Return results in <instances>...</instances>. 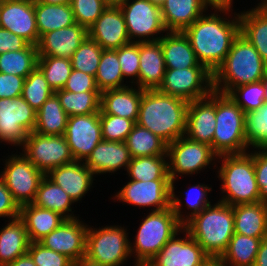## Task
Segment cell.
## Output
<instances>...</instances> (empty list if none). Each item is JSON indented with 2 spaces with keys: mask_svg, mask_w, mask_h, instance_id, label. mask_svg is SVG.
<instances>
[{
  "mask_svg": "<svg viewBox=\"0 0 267 266\" xmlns=\"http://www.w3.org/2000/svg\"><path fill=\"white\" fill-rule=\"evenodd\" d=\"M234 17L230 21L216 13L209 16L204 14L183 31L198 62L212 74L224 62L240 34L239 13Z\"/></svg>",
  "mask_w": 267,
  "mask_h": 266,
  "instance_id": "obj_1",
  "label": "cell"
},
{
  "mask_svg": "<svg viewBox=\"0 0 267 266\" xmlns=\"http://www.w3.org/2000/svg\"><path fill=\"white\" fill-rule=\"evenodd\" d=\"M188 103L157 89L143 90L136 123L168 145L185 135Z\"/></svg>",
  "mask_w": 267,
  "mask_h": 266,
  "instance_id": "obj_2",
  "label": "cell"
},
{
  "mask_svg": "<svg viewBox=\"0 0 267 266\" xmlns=\"http://www.w3.org/2000/svg\"><path fill=\"white\" fill-rule=\"evenodd\" d=\"M171 187V207L161 211L150 212L142 221L135 236V243H130V253L136 254V262H149L161 248L177 233L186 223L182 217L180 200ZM180 231V232H179Z\"/></svg>",
  "mask_w": 267,
  "mask_h": 266,
  "instance_id": "obj_3",
  "label": "cell"
},
{
  "mask_svg": "<svg viewBox=\"0 0 267 266\" xmlns=\"http://www.w3.org/2000/svg\"><path fill=\"white\" fill-rule=\"evenodd\" d=\"M266 76L267 65L261 55L239 34L224 62L213 73V90L228 94L237 86L261 81Z\"/></svg>",
  "mask_w": 267,
  "mask_h": 266,
  "instance_id": "obj_4",
  "label": "cell"
},
{
  "mask_svg": "<svg viewBox=\"0 0 267 266\" xmlns=\"http://www.w3.org/2000/svg\"><path fill=\"white\" fill-rule=\"evenodd\" d=\"M183 228L211 259H219L234 232L233 206L218 201L191 217Z\"/></svg>",
  "mask_w": 267,
  "mask_h": 266,
  "instance_id": "obj_5",
  "label": "cell"
},
{
  "mask_svg": "<svg viewBox=\"0 0 267 266\" xmlns=\"http://www.w3.org/2000/svg\"><path fill=\"white\" fill-rule=\"evenodd\" d=\"M222 165L218 178L223 181L221 202L228 205L260 202V190L256 181L253 153L220 155Z\"/></svg>",
  "mask_w": 267,
  "mask_h": 266,
  "instance_id": "obj_6",
  "label": "cell"
},
{
  "mask_svg": "<svg viewBox=\"0 0 267 266\" xmlns=\"http://www.w3.org/2000/svg\"><path fill=\"white\" fill-rule=\"evenodd\" d=\"M215 116L213 152L217 156L246 153L245 112L228 94L215 91Z\"/></svg>",
  "mask_w": 267,
  "mask_h": 266,
  "instance_id": "obj_7",
  "label": "cell"
},
{
  "mask_svg": "<svg viewBox=\"0 0 267 266\" xmlns=\"http://www.w3.org/2000/svg\"><path fill=\"white\" fill-rule=\"evenodd\" d=\"M121 226L88 227L85 257L101 266H121L130 253V241Z\"/></svg>",
  "mask_w": 267,
  "mask_h": 266,
  "instance_id": "obj_8",
  "label": "cell"
},
{
  "mask_svg": "<svg viewBox=\"0 0 267 266\" xmlns=\"http://www.w3.org/2000/svg\"><path fill=\"white\" fill-rule=\"evenodd\" d=\"M23 155L44 175L52 169L74 162L64 135L30 132L22 145Z\"/></svg>",
  "mask_w": 267,
  "mask_h": 266,
  "instance_id": "obj_9",
  "label": "cell"
},
{
  "mask_svg": "<svg viewBox=\"0 0 267 266\" xmlns=\"http://www.w3.org/2000/svg\"><path fill=\"white\" fill-rule=\"evenodd\" d=\"M157 90L188 102L202 99L213 91V74L206 67L166 69Z\"/></svg>",
  "mask_w": 267,
  "mask_h": 266,
  "instance_id": "obj_10",
  "label": "cell"
},
{
  "mask_svg": "<svg viewBox=\"0 0 267 266\" xmlns=\"http://www.w3.org/2000/svg\"><path fill=\"white\" fill-rule=\"evenodd\" d=\"M168 174L171 180V187H174L178 175L198 173L202 168L205 169L217 155L211 146L193 141L181 136L167 145Z\"/></svg>",
  "mask_w": 267,
  "mask_h": 266,
  "instance_id": "obj_11",
  "label": "cell"
},
{
  "mask_svg": "<svg viewBox=\"0 0 267 266\" xmlns=\"http://www.w3.org/2000/svg\"><path fill=\"white\" fill-rule=\"evenodd\" d=\"M36 125V110L22 96L0 98V140L21 146Z\"/></svg>",
  "mask_w": 267,
  "mask_h": 266,
  "instance_id": "obj_12",
  "label": "cell"
},
{
  "mask_svg": "<svg viewBox=\"0 0 267 266\" xmlns=\"http://www.w3.org/2000/svg\"><path fill=\"white\" fill-rule=\"evenodd\" d=\"M119 7L124 15L130 42H135V37L139 38L136 42L158 41L161 37L153 36L167 31L159 5L149 0H127Z\"/></svg>",
  "mask_w": 267,
  "mask_h": 266,
  "instance_id": "obj_13",
  "label": "cell"
},
{
  "mask_svg": "<svg viewBox=\"0 0 267 266\" xmlns=\"http://www.w3.org/2000/svg\"><path fill=\"white\" fill-rule=\"evenodd\" d=\"M44 176L22 153L9 157L0 174L19 206L34 201L39 183Z\"/></svg>",
  "mask_w": 267,
  "mask_h": 266,
  "instance_id": "obj_14",
  "label": "cell"
},
{
  "mask_svg": "<svg viewBox=\"0 0 267 266\" xmlns=\"http://www.w3.org/2000/svg\"><path fill=\"white\" fill-rule=\"evenodd\" d=\"M64 137L75 161H85L103 140L99 113L69 116Z\"/></svg>",
  "mask_w": 267,
  "mask_h": 266,
  "instance_id": "obj_15",
  "label": "cell"
},
{
  "mask_svg": "<svg viewBox=\"0 0 267 266\" xmlns=\"http://www.w3.org/2000/svg\"><path fill=\"white\" fill-rule=\"evenodd\" d=\"M0 27L37 46L40 37L34 0H0Z\"/></svg>",
  "mask_w": 267,
  "mask_h": 266,
  "instance_id": "obj_16",
  "label": "cell"
},
{
  "mask_svg": "<svg viewBox=\"0 0 267 266\" xmlns=\"http://www.w3.org/2000/svg\"><path fill=\"white\" fill-rule=\"evenodd\" d=\"M114 197L135 206L156 207L152 212L165 210L171 207V180H131Z\"/></svg>",
  "mask_w": 267,
  "mask_h": 266,
  "instance_id": "obj_17",
  "label": "cell"
},
{
  "mask_svg": "<svg viewBox=\"0 0 267 266\" xmlns=\"http://www.w3.org/2000/svg\"><path fill=\"white\" fill-rule=\"evenodd\" d=\"M87 231L88 225L83 224L79 218L66 219L39 243L45 248L66 255L74 262L85 257Z\"/></svg>",
  "mask_w": 267,
  "mask_h": 266,
  "instance_id": "obj_18",
  "label": "cell"
},
{
  "mask_svg": "<svg viewBox=\"0 0 267 266\" xmlns=\"http://www.w3.org/2000/svg\"><path fill=\"white\" fill-rule=\"evenodd\" d=\"M185 238H171L149 261L154 266H203L211 258L183 228Z\"/></svg>",
  "mask_w": 267,
  "mask_h": 266,
  "instance_id": "obj_19",
  "label": "cell"
},
{
  "mask_svg": "<svg viewBox=\"0 0 267 266\" xmlns=\"http://www.w3.org/2000/svg\"><path fill=\"white\" fill-rule=\"evenodd\" d=\"M87 32L88 37L104 50H116L130 43L120 7L108 6Z\"/></svg>",
  "mask_w": 267,
  "mask_h": 266,
  "instance_id": "obj_20",
  "label": "cell"
},
{
  "mask_svg": "<svg viewBox=\"0 0 267 266\" xmlns=\"http://www.w3.org/2000/svg\"><path fill=\"white\" fill-rule=\"evenodd\" d=\"M215 119V91L213 90L209 96L188 103L186 137L193 141L207 144L213 150Z\"/></svg>",
  "mask_w": 267,
  "mask_h": 266,
  "instance_id": "obj_21",
  "label": "cell"
},
{
  "mask_svg": "<svg viewBox=\"0 0 267 266\" xmlns=\"http://www.w3.org/2000/svg\"><path fill=\"white\" fill-rule=\"evenodd\" d=\"M87 36V29L78 23L45 33L37 45L38 56L70 59Z\"/></svg>",
  "mask_w": 267,
  "mask_h": 266,
  "instance_id": "obj_22",
  "label": "cell"
},
{
  "mask_svg": "<svg viewBox=\"0 0 267 266\" xmlns=\"http://www.w3.org/2000/svg\"><path fill=\"white\" fill-rule=\"evenodd\" d=\"M131 155L125 142L101 140L84 164L95 174L113 173L122 167L127 170Z\"/></svg>",
  "mask_w": 267,
  "mask_h": 266,
  "instance_id": "obj_23",
  "label": "cell"
},
{
  "mask_svg": "<svg viewBox=\"0 0 267 266\" xmlns=\"http://www.w3.org/2000/svg\"><path fill=\"white\" fill-rule=\"evenodd\" d=\"M138 87L155 90L161 85L166 71L161 42H139Z\"/></svg>",
  "mask_w": 267,
  "mask_h": 266,
  "instance_id": "obj_24",
  "label": "cell"
},
{
  "mask_svg": "<svg viewBox=\"0 0 267 266\" xmlns=\"http://www.w3.org/2000/svg\"><path fill=\"white\" fill-rule=\"evenodd\" d=\"M93 175L84 162L74 161L52 169L46 176L77 202L90 190Z\"/></svg>",
  "mask_w": 267,
  "mask_h": 266,
  "instance_id": "obj_25",
  "label": "cell"
},
{
  "mask_svg": "<svg viewBox=\"0 0 267 266\" xmlns=\"http://www.w3.org/2000/svg\"><path fill=\"white\" fill-rule=\"evenodd\" d=\"M207 7L204 0H165L160 10L167 31L183 32L203 15Z\"/></svg>",
  "mask_w": 267,
  "mask_h": 266,
  "instance_id": "obj_26",
  "label": "cell"
},
{
  "mask_svg": "<svg viewBox=\"0 0 267 266\" xmlns=\"http://www.w3.org/2000/svg\"><path fill=\"white\" fill-rule=\"evenodd\" d=\"M143 89L132 86L101 92L100 109L105 114L124 117L137 122Z\"/></svg>",
  "mask_w": 267,
  "mask_h": 266,
  "instance_id": "obj_27",
  "label": "cell"
},
{
  "mask_svg": "<svg viewBox=\"0 0 267 266\" xmlns=\"http://www.w3.org/2000/svg\"><path fill=\"white\" fill-rule=\"evenodd\" d=\"M166 34L159 39L166 69L205 67L198 62L190 41L183 32L169 31Z\"/></svg>",
  "mask_w": 267,
  "mask_h": 266,
  "instance_id": "obj_28",
  "label": "cell"
},
{
  "mask_svg": "<svg viewBox=\"0 0 267 266\" xmlns=\"http://www.w3.org/2000/svg\"><path fill=\"white\" fill-rule=\"evenodd\" d=\"M234 232L255 238L267 237V203H247L233 206Z\"/></svg>",
  "mask_w": 267,
  "mask_h": 266,
  "instance_id": "obj_29",
  "label": "cell"
},
{
  "mask_svg": "<svg viewBox=\"0 0 267 266\" xmlns=\"http://www.w3.org/2000/svg\"><path fill=\"white\" fill-rule=\"evenodd\" d=\"M19 218L25 225L30 242H39L66 220L60 213L32 203L20 206Z\"/></svg>",
  "mask_w": 267,
  "mask_h": 266,
  "instance_id": "obj_30",
  "label": "cell"
},
{
  "mask_svg": "<svg viewBox=\"0 0 267 266\" xmlns=\"http://www.w3.org/2000/svg\"><path fill=\"white\" fill-rule=\"evenodd\" d=\"M9 220L10 222L0 230L1 266H6L27 254L31 243L23 221L19 217Z\"/></svg>",
  "mask_w": 267,
  "mask_h": 266,
  "instance_id": "obj_31",
  "label": "cell"
},
{
  "mask_svg": "<svg viewBox=\"0 0 267 266\" xmlns=\"http://www.w3.org/2000/svg\"><path fill=\"white\" fill-rule=\"evenodd\" d=\"M240 34L258 51L267 65V11L259 4L239 14Z\"/></svg>",
  "mask_w": 267,
  "mask_h": 266,
  "instance_id": "obj_32",
  "label": "cell"
},
{
  "mask_svg": "<svg viewBox=\"0 0 267 266\" xmlns=\"http://www.w3.org/2000/svg\"><path fill=\"white\" fill-rule=\"evenodd\" d=\"M34 9L39 37L76 24L70 4H43L34 0Z\"/></svg>",
  "mask_w": 267,
  "mask_h": 266,
  "instance_id": "obj_33",
  "label": "cell"
},
{
  "mask_svg": "<svg viewBox=\"0 0 267 266\" xmlns=\"http://www.w3.org/2000/svg\"><path fill=\"white\" fill-rule=\"evenodd\" d=\"M72 203H75L73 199L46 175L41 179L32 202L38 207L58 212L66 219L78 218L69 213L72 212L70 207Z\"/></svg>",
  "mask_w": 267,
  "mask_h": 266,
  "instance_id": "obj_34",
  "label": "cell"
},
{
  "mask_svg": "<svg viewBox=\"0 0 267 266\" xmlns=\"http://www.w3.org/2000/svg\"><path fill=\"white\" fill-rule=\"evenodd\" d=\"M68 117L58 97L53 94L36 111L34 132L44 135H64Z\"/></svg>",
  "mask_w": 267,
  "mask_h": 266,
  "instance_id": "obj_35",
  "label": "cell"
},
{
  "mask_svg": "<svg viewBox=\"0 0 267 266\" xmlns=\"http://www.w3.org/2000/svg\"><path fill=\"white\" fill-rule=\"evenodd\" d=\"M262 239L234 233L219 258L224 266H253Z\"/></svg>",
  "mask_w": 267,
  "mask_h": 266,
  "instance_id": "obj_36",
  "label": "cell"
},
{
  "mask_svg": "<svg viewBox=\"0 0 267 266\" xmlns=\"http://www.w3.org/2000/svg\"><path fill=\"white\" fill-rule=\"evenodd\" d=\"M132 158L167 155V144L137 123L125 141Z\"/></svg>",
  "mask_w": 267,
  "mask_h": 266,
  "instance_id": "obj_37",
  "label": "cell"
},
{
  "mask_svg": "<svg viewBox=\"0 0 267 266\" xmlns=\"http://www.w3.org/2000/svg\"><path fill=\"white\" fill-rule=\"evenodd\" d=\"M63 110L68 116L88 115L100 112L101 92H70L58 90L54 92Z\"/></svg>",
  "mask_w": 267,
  "mask_h": 266,
  "instance_id": "obj_38",
  "label": "cell"
},
{
  "mask_svg": "<svg viewBox=\"0 0 267 266\" xmlns=\"http://www.w3.org/2000/svg\"><path fill=\"white\" fill-rule=\"evenodd\" d=\"M166 157L168 156L162 155L132 158L127 168L129 177H131L130 180H170Z\"/></svg>",
  "mask_w": 267,
  "mask_h": 266,
  "instance_id": "obj_39",
  "label": "cell"
},
{
  "mask_svg": "<svg viewBox=\"0 0 267 266\" xmlns=\"http://www.w3.org/2000/svg\"><path fill=\"white\" fill-rule=\"evenodd\" d=\"M38 49L29 44L25 49L0 54V72L27 77L36 67Z\"/></svg>",
  "mask_w": 267,
  "mask_h": 266,
  "instance_id": "obj_40",
  "label": "cell"
},
{
  "mask_svg": "<svg viewBox=\"0 0 267 266\" xmlns=\"http://www.w3.org/2000/svg\"><path fill=\"white\" fill-rule=\"evenodd\" d=\"M120 68L118 54L115 50H104L100 58L95 82L100 92L126 87Z\"/></svg>",
  "mask_w": 267,
  "mask_h": 266,
  "instance_id": "obj_41",
  "label": "cell"
},
{
  "mask_svg": "<svg viewBox=\"0 0 267 266\" xmlns=\"http://www.w3.org/2000/svg\"><path fill=\"white\" fill-rule=\"evenodd\" d=\"M37 67L54 92L63 89L73 69L69 58L52 56H38Z\"/></svg>",
  "mask_w": 267,
  "mask_h": 266,
  "instance_id": "obj_42",
  "label": "cell"
},
{
  "mask_svg": "<svg viewBox=\"0 0 267 266\" xmlns=\"http://www.w3.org/2000/svg\"><path fill=\"white\" fill-rule=\"evenodd\" d=\"M244 131L248 146L267 149V102L244 116Z\"/></svg>",
  "mask_w": 267,
  "mask_h": 266,
  "instance_id": "obj_43",
  "label": "cell"
},
{
  "mask_svg": "<svg viewBox=\"0 0 267 266\" xmlns=\"http://www.w3.org/2000/svg\"><path fill=\"white\" fill-rule=\"evenodd\" d=\"M53 94L54 91L50 88L44 74L38 67L25 78L21 96L34 110L38 111Z\"/></svg>",
  "mask_w": 267,
  "mask_h": 266,
  "instance_id": "obj_44",
  "label": "cell"
},
{
  "mask_svg": "<svg viewBox=\"0 0 267 266\" xmlns=\"http://www.w3.org/2000/svg\"><path fill=\"white\" fill-rule=\"evenodd\" d=\"M102 51L100 45L87 36L70 58L72 68L95 77Z\"/></svg>",
  "mask_w": 267,
  "mask_h": 266,
  "instance_id": "obj_45",
  "label": "cell"
},
{
  "mask_svg": "<svg viewBox=\"0 0 267 266\" xmlns=\"http://www.w3.org/2000/svg\"><path fill=\"white\" fill-rule=\"evenodd\" d=\"M228 95L245 114L258 110L265 102V80L237 86Z\"/></svg>",
  "mask_w": 267,
  "mask_h": 266,
  "instance_id": "obj_46",
  "label": "cell"
},
{
  "mask_svg": "<svg viewBox=\"0 0 267 266\" xmlns=\"http://www.w3.org/2000/svg\"><path fill=\"white\" fill-rule=\"evenodd\" d=\"M99 119L101 122L102 137L105 141L125 142L136 124L135 121L124 117L105 114L101 109Z\"/></svg>",
  "mask_w": 267,
  "mask_h": 266,
  "instance_id": "obj_47",
  "label": "cell"
},
{
  "mask_svg": "<svg viewBox=\"0 0 267 266\" xmlns=\"http://www.w3.org/2000/svg\"><path fill=\"white\" fill-rule=\"evenodd\" d=\"M75 21L88 29L108 7L104 0H71Z\"/></svg>",
  "mask_w": 267,
  "mask_h": 266,
  "instance_id": "obj_48",
  "label": "cell"
},
{
  "mask_svg": "<svg viewBox=\"0 0 267 266\" xmlns=\"http://www.w3.org/2000/svg\"><path fill=\"white\" fill-rule=\"evenodd\" d=\"M118 54V60L123 77H134L131 83L138 85L139 76V42H130L115 50ZM137 80H136V79ZM136 80V82H134Z\"/></svg>",
  "mask_w": 267,
  "mask_h": 266,
  "instance_id": "obj_49",
  "label": "cell"
},
{
  "mask_svg": "<svg viewBox=\"0 0 267 266\" xmlns=\"http://www.w3.org/2000/svg\"><path fill=\"white\" fill-rule=\"evenodd\" d=\"M37 266H72L66 255L45 248L39 242H31L27 252Z\"/></svg>",
  "mask_w": 267,
  "mask_h": 266,
  "instance_id": "obj_50",
  "label": "cell"
},
{
  "mask_svg": "<svg viewBox=\"0 0 267 266\" xmlns=\"http://www.w3.org/2000/svg\"><path fill=\"white\" fill-rule=\"evenodd\" d=\"M212 188L206 185H193L191 188L187 190L186 194V204L187 208L191 209V213L189 216L186 215V222L193 217L194 215L200 213L205 207L209 206L211 203L207 197V191H211Z\"/></svg>",
  "mask_w": 267,
  "mask_h": 266,
  "instance_id": "obj_51",
  "label": "cell"
},
{
  "mask_svg": "<svg viewBox=\"0 0 267 266\" xmlns=\"http://www.w3.org/2000/svg\"><path fill=\"white\" fill-rule=\"evenodd\" d=\"M258 150L253 152V164L260 190V201L267 203V149Z\"/></svg>",
  "mask_w": 267,
  "mask_h": 266,
  "instance_id": "obj_52",
  "label": "cell"
},
{
  "mask_svg": "<svg viewBox=\"0 0 267 266\" xmlns=\"http://www.w3.org/2000/svg\"><path fill=\"white\" fill-rule=\"evenodd\" d=\"M63 90L70 92L99 91L95 82V77L81 71L72 69L70 76Z\"/></svg>",
  "mask_w": 267,
  "mask_h": 266,
  "instance_id": "obj_53",
  "label": "cell"
},
{
  "mask_svg": "<svg viewBox=\"0 0 267 266\" xmlns=\"http://www.w3.org/2000/svg\"><path fill=\"white\" fill-rule=\"evenodd\" d=\"M25 77L0 72V98L14 99L22 95Z\"/></svg>",
  "mask_w": 267,
  "mask_h": 266,
  "instance_id": "obj_54",
  "label": "cell"
},
{
  "mask_svg": "<svg viewBox=\"0 0 267 266\" xmlns=\"http://www.w3.org/2000/svg\"><path fill=\"white\" fill-rule=\"evenodd\" d=\"M20 213V206L14 200L11 192L5 186L4 181L0 177V218H18Z\"/></svg>",
  "mask_w": 267,
  "mask_h": 266,
  "instance_id": "obj_55",
  "label": "cell"
},
{
  "mask_svg": "<svg viewBox=\"0 0 267 266\" xmlns=\"http://www.w3.org/2000/svg\"><path fill=\"white\" fill-rule=\"evenodd\" d=\"M30 43L21 36L0 27V54L25 49Z\"/></svg>",
  "mask_w": 267,
  "mask_h": 266,
  "instance_id": "obj_56",
  "label": "cell"
},
{
  "mask_svg": "<svg viewBox=\"0 0 267 266\" xmlns=\"http://www.w3.org/2000/svg\"><path fill=\"white\" fill-rule=\"evenodd\" d=\"M232 1L233 0H204L207 5L212 6L211 8L214 10L216 9L215 12L218 10L220 13L225 12V14L230 12Z\"/></svg>",
  "mask_w": 267,
  "mask_h": 266,
  "instance_id": "obj_57",
  "label": "cell"
},
{
  "mask_svg": "<svg viewBox=\"0 0 267 266\" xmlns=\"http://www.w3.org/2000/svg\"><path fill=\"white\" fill-rule=\"evenodd\" d=\"M253 266H267V237L261 241Z\"/></svg>",
  "mask_w": 267,
  "mask_h": 266,
  "instance_id": "obj_58",
  "label": "cell"
},
{
  "mask_svg": "<svg viewBox=\"0 0 267 266\" xmlns=\"http://www.w3.org/2000/svg\"><path fill=\"white\" fill-rule=\"evenodd\" d=\"M6 266H37L31 256L27 253L16 258L13 262L7 264Z\"/></svg>",
  "mask_w": 267,
  "mask_h": 266,
  "instance_id": "obj_59",
  "label": "cell"
},
{
  "mask_svg": "<svg viewBox=\"0 0 267 266\" xmlns=\"http://www.w3.org/2000/svg\"><path fill=\"white\" fill-rule=\"evenodd\" d=\"M72 266H101V265L89 260L86 257H82L74 261Z\"/></svg>",
  "mask_w": 267,
  "mask_h": 266,
  "instance_id": "obj_60",
  "label": "cell"
},
{
  "mask_svg": "<svg viewBox=\"0 0 267 266\" xmlns=\"http://www.w3.org/2000/svg\"><path fill=\"white\" fill-rule=\"evenodd\" d=\"M43 4H70L71 0H35Z\"/></svg>",
  "mask_w": 267,
  "mask_h": 266,
  "instance_id": "obj_61",
  "label": "cell"
},
{
  "mask_svg": "<svg viewBox=\"0 0 267 266\" xmlns=\"http://www.w3.org/2000/svg\"><path fill=\"white\" fill-rule=\"evenodd\" d=\"M108 6H116L119 7L123 3H125L127 0H104Z\"/></svg>",
  "mask_w": 267,
  "mask_h": 266,
  "instance_id": "obj_62",
  "label": "cell"
},
{
  "mask_svg": "<svg viewBox=\"0 0 267 266\" xmlns=\"http://www.w3.org/2000/svg\"><path fill=\"white\" fill-rule=\"evenodd\" d=\"M203 266H224L219 259H210Z\"/></svg>",
  "mask_w": 267,
  "mask_h": 266,
  "instance_id": "obj_63",
  "label": "cell"
},
{
  "mask_svg": "<svg viewBox=\"0 0 267 266\" xmlns=\"http://www.w3.org/2000/svg\"><path fill=\"white\" fill-rule=\"evenodd\" d=\"M135 266H154L151 262H136Z\"/></svg>",
  "mask_w": 267,
  "mask_h": 266,
  "instance_id": "obj_64",
  "label": "cell"
},
{
  "mask_svg": "<svg viewBox=\"0 0 267 266\" xmlns=\"http://www.w3.org/2000/svg\"><path fill=\"white\" fill-rule=\"evenodd\" d=\"M262 1V3H260L259 5L263 8V9H265L266 11H267V0H261Z\"/></svg>",
  "mask_w": 267,
  "mask_h": 266,
  "instance_id": "obj_65",
  "label": "cell"
},
{
  "mask_svg": "<svg viewBox=\"0 0 267 266\" xmlns=\"http://www.w3.org/2000/svg\"><path fill=\"white\" fill-rule=\"evenodd\" d=\"M149 1L160 6L165 0H149Z\"/></svg>",
  "mask_w": 267,
  "mask_h": 266,
  "instance_id": "obj_66",
  "label": "cell"
},
{
  "mask_svg": "<svg viewBox=\"0 0 267 266\" xmlns=\"http://www.w3.org/2000/svg\"><path fill=\"white\" fill-rule=\"evenodd\" d=\"M265 102H267V76L265 77Z\"/></svg>",
  "mask_w": 267,
  "mask_h": 266,
  "instance_id": "obj_67",
  "label": "cell"
}]
</instances>
